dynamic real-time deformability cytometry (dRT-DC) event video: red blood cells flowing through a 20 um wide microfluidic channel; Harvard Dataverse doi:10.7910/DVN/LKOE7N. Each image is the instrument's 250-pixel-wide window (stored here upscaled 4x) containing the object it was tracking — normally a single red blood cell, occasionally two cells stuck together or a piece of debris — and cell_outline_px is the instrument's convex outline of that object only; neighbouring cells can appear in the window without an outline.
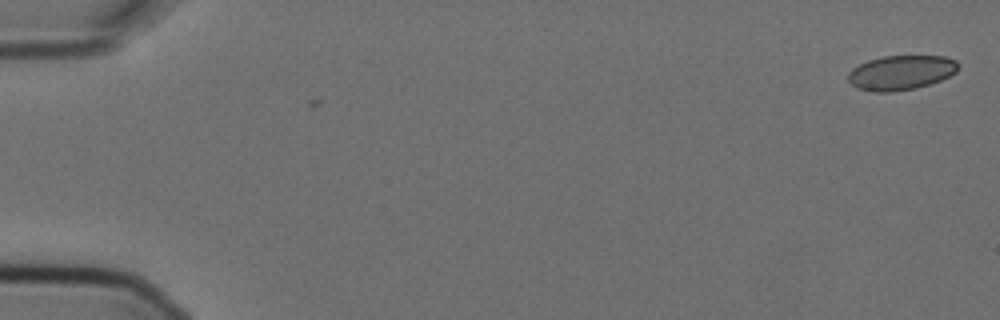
{"species": "Egyptian fruit bat (a non-hibernating species)", "species_latin": "Rousettus aegyptiacus", "temperature_condition": "cold", "stored_images_in_passage": 6, "camera_frame_rate_fps": 3000, "um_per_image_px": 0.085, "animal": {"sex": "female"}, "frame": {"image": 1, "passage_image": 1, "time_ms": 0.0, "image_size_px": [1000, 320], "cell_outline_px": [[960, 64], [956, 72], [940, 80], [916, 88], [892, 92], [876, 92], [856, 88], [848, 80], [848, 72], [852, 68], [868, 60], [884, 56], [944, 56], [956, 60]], "centroid_in_image_um": [76.58, 6.17], "position_along_channel_um": 8.4, "area_um2": 22.2}}
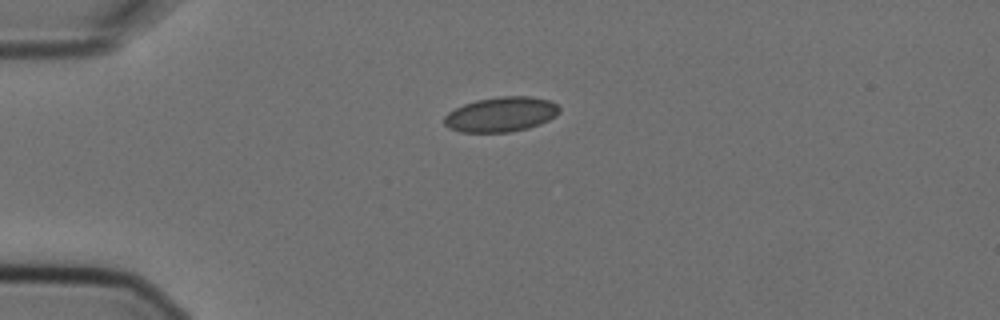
{"frame": {"image": 2, "passage_image": 4, "time_ms": 1.0, "image_size_px": [1000, 320], "cell_outline_px": [[560, 112], [556, 116], [540, 124], [528, 128], [508, 132], [460, 132], [448, 128], [444, 124], [444, 116], [448, 112], [464, 104], [476, 100], [500, 96], [528, 96], [548, 100], [556, 104], [560, 108]], "centroid_in_image_um": [42.58, 9.72], "position_along_channel_um": 42.4, "area_um2": 23.41}}
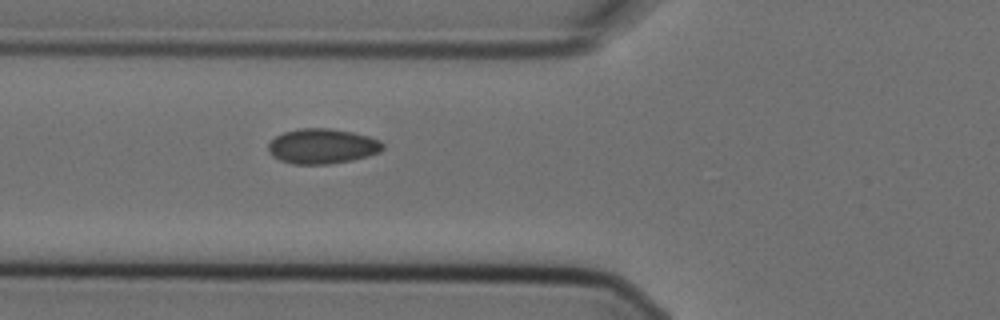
{"frame": {"image": 3, "passage_image": 6, "time_ms": 1.667, "image_size_px": [1000, 320], "cell_outline_px": [[384, 148], [380, 152], [368, 156], [352, 160], [328, 164], [292, 164], [280, 160], [272, 156], [268, 152], [268, 144], [276, 136], [284, 132], [296, 128], [328, 128], [352, 132], [368, 136], [380, 140], [384, 144]], "centroid_in_image_um": [27.39, 12.43], "position_along_channel_um": 98.4, "area_um2": 23.52}}